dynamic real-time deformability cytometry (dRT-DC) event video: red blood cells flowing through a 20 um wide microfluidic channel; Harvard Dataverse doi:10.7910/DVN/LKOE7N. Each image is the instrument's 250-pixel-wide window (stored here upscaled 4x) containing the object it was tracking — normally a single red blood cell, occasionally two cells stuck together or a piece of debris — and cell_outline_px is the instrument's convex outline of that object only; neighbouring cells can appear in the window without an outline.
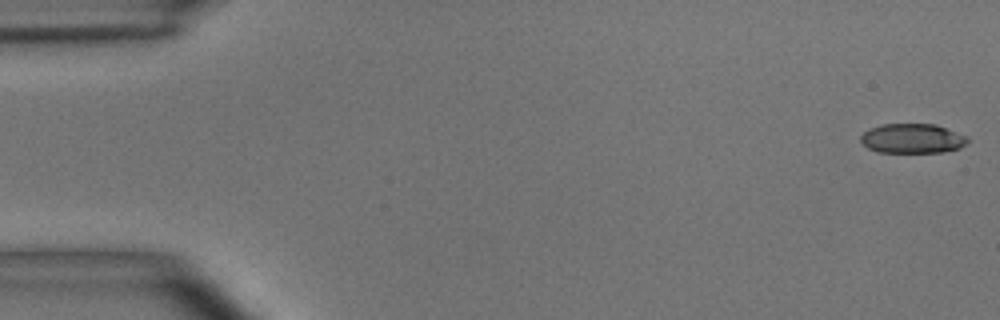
{"species": "common noctule bat (a hibernating species)", "species_latin": "Nyctalus noctula", "temperature_condition": "room temperature", "stored_images_in_passage": 54, "camera_frame_rate_fps": 3000, "um_per_image_px": 0.085, "animal": {"sex": "male", "body_mass_g": 15.6}, "frame": {"image": 1, "passage_image": 1, "time_ms": 0.0, "image_size_px": [1000, 320], "cell_outline_px": [[968, 140], [960, 148], [940, 152], [876, 152], [868, 148], [860, 140], [860, 136], [864, 132], [872, 128], [884, 124], [936, 124], [968, 136]], "centroid_in_image_um": [77.56, 11.77], "position_along_channel_um": 7.4, "area_um2": 18.32}}
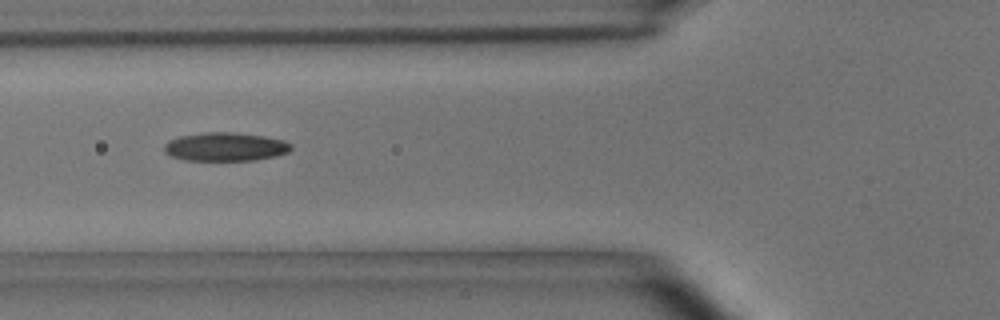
{"frame": {"image": 2, "passage_image": 20, "time_ms": 6.333, "image_size_px": [1000, 320], "cell_outline_px": [[292, 148], [288, 152], [276, 156], [256, 160], [184, 160], [172, 156], [164, 152], [164, 144], [168, 140], [180, 136], [208, 132], [232, 132], [264, 136], [284, 140], [292, 144]], "centroid_in_image_um": [19.16, 12.47], "position_along_channel_um": 106.6, "area_um2": 21.15}}
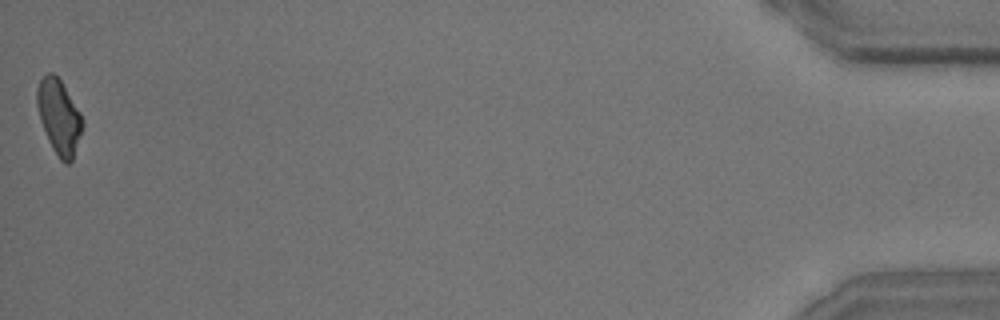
{"frame": {"image": 3, "passage_image": 54, "time_ms": 17.667, "image_size_px": [1000, 320], "cell_outline_px": [[84, 128], [72, 160], [68, 164], [64, 164], [60, 160], [52, 148], [48, 140], [40, 120], [36, 104], [36, 88], [40, 80], [48, 72], [52, 72], [60, 80], [80, 112], [84, 120]], "centroid_in_image_um": [5.02, 9.95], "position_along_channel_um": 430.2, "area_um2": 19.88}, "authors_computed_cell_mechanics": {"area_um2": 20.1433, "velocity_mm_per_s": 3.6814, "shape_relaxation_time_tau1_ms": 4.783, "shape_relaxation_time_tau2_ms": 2.7342, "deformation_change_tau1": 0.1575, "deformation_change_tau2": 0.0993}}